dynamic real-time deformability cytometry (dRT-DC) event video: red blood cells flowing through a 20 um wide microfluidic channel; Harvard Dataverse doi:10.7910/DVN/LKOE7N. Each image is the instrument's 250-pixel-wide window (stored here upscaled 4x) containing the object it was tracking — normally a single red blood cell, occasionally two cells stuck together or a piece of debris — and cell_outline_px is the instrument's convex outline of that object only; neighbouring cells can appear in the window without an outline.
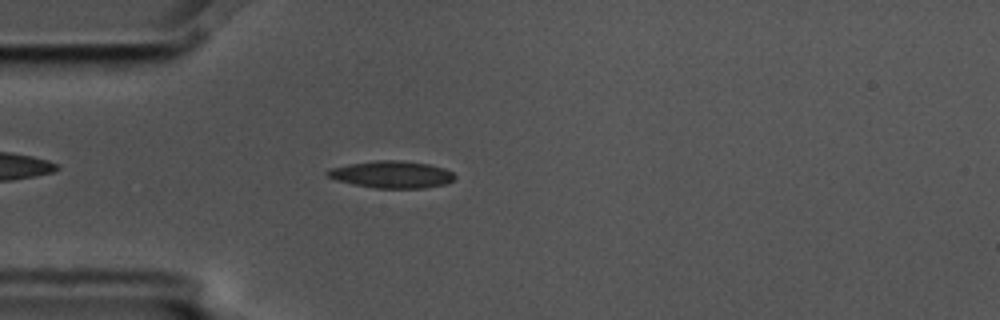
{"species": "common noctule bat (a hibernating species)", "species_latin": "Nyctalus noctula", "temperature_condition": "cold", "stored_images_in_passage": 1, "camera_frame_rate_fps": 3000, "um_per_image_px": 0.085, "animal": {"sex": "male", "body_mass_g": 17.5, "forearm_length_mm": 52.3}, "frame": {"image": 1, "passage_image": 1, "time_ms": 0.0, "image_size_px": [1000, 320], "cell_outline_px": [[456, 176], [452, 180], [444, 184], [424, 188], [376, 188], [352, 184], [336, 180], [324, 176], [324, 172], [328, 168], [348, 164], [376, 160], [400, 160], [428, 164], [444, 168], [452, 172]], "centroid_in_image_um": [33.22, 14.82], "position_along_channel_um": 51.8, "area_um2": 20.23}}